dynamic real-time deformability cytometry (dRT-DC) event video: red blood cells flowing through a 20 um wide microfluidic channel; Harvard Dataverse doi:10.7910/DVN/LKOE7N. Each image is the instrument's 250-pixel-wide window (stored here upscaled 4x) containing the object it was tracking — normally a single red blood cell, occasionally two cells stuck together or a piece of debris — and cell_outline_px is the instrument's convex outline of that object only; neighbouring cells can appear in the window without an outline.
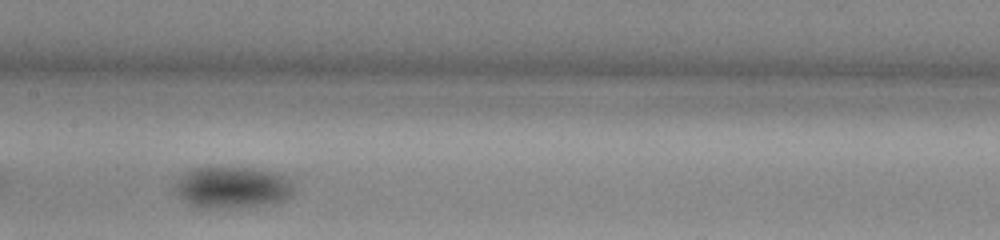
{"species": "common noctule bat (a hibernating species)", "species_latin": "Nyctalus noctula", "temperature_condition": "warm", "stored_images_in_passage": 21, "camera_frame_rate_fps": 3000, "um_per_image_px": 0.085, "animal": {"sex": "male", "body_mass_g": 13.0, "forearm_length_mm": 53.1}, "frame": {"image": 1, "passage_image": 12, "time_ms": 3.667, "image_size_px": [1000, 240], "cell_outline_px": [[292, 192], [284, 200], [268, 204], [236, 208], [196, 208], [188, 204], [172, 188], [176, 180], [180, 176], [192, 168], [252, 168], [276, 172], [288, 176], [292, 188]], "centroid_in_image_um": [19.7, 15.94], "position_along_channel_um": 187.7, "area_um2": 28.96}}
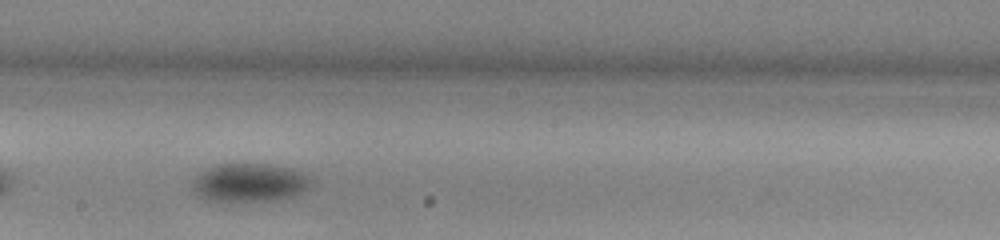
{"frame": {"image": 2, "passage_image": 15, "time_ms": 4.667, "image_size_px": [1000, 240], "cell_outline_px": [[312, 188], [292, 196], [276, 200], [208, 200], [200, 196], [192, 188], [192, 184], [196, 176], [208, 168], [216, 164], [268, 164], [292, 168], [308, 176], [312, 180]], "centroid_in_image_um": [21.26, 15.51], "position_along_channel_um": 226.9, "area_um2": 26.3}}
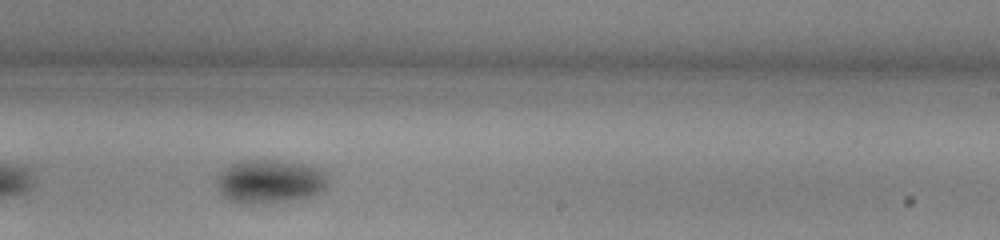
{"frame": {"image": 3, "passage_image": 18, "time_ms": 5.667, "image_size_px": [1000, 240], "cell_outline_px": [[328, 184], [320, 192], [308, 196], [292, 200], [264, 204], [244, 204], [228, 200], [216, 188], [216, 180], [232, 164], [244, 160], [276, 160], [300, 164], [316, 168], [324, 172], [328, 176]], "centroid_in_image_um": [22.93, 15.45], "position_along_channel_um": 266.1, "area_um2": 28.03}}